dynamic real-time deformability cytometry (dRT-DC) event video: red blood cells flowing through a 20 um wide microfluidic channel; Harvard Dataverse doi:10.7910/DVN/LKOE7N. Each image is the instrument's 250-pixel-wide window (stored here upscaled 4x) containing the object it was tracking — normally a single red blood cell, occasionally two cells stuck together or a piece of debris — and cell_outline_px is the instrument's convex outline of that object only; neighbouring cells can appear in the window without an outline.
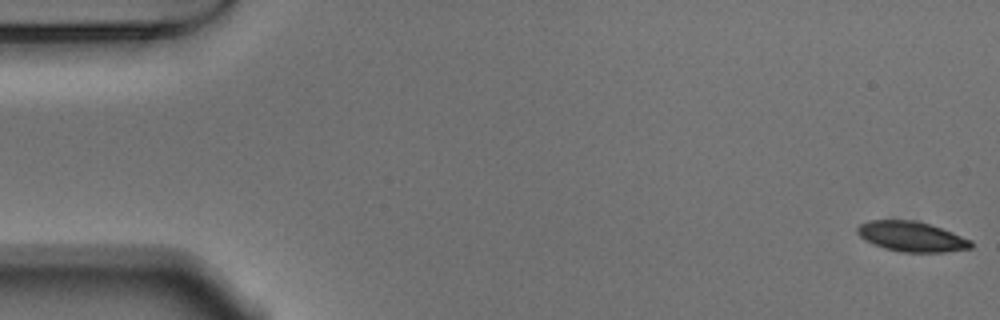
{"species": "Egyptian fruit bat (a non-hibernating species)", "species_latin": "Rousettus aegyptiacus", "temperature_condition": "warm", "stored_images_in_passage": 14, "camera_frame_rate_fps": 3000, "um_per_image_px": 0.085, "animal": {"sex": "male"}, "frame": {"image": 1, "passage_image": 1, "time_ms": 0.0, "image_size_px": [1000, 320], "cell_outline_px": [[972, 248], [944, 252], [900, 252], [884, 248], [872, 244], [864, 240], [856, 232], [856, 228], [860, 224], [868, 220], [912, 220], [928, 224], [952, 232], [972, 240]], "centroid_in_image_um": [77.45, 20.11], "position_along_channel_um": 7.5, "area_um2": 19.94}}
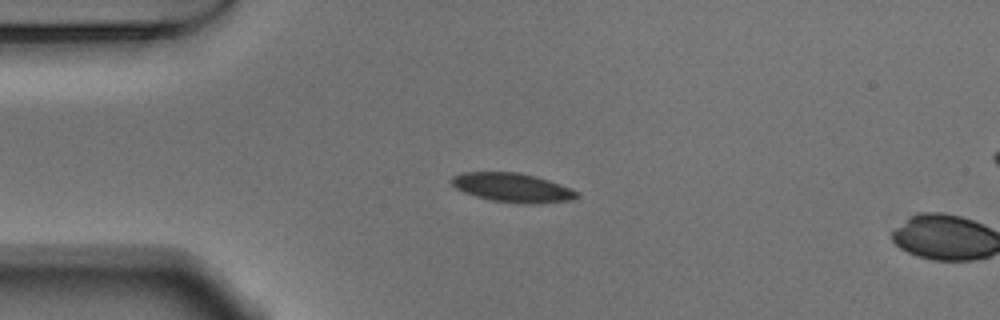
{"frame": {"image": 2, "passage_image": 13, "time_ms": 4.0, "image_size_px": [1000, 320], "cell_outline_px": [[580, 196], [572, 200], [536, 204], [524, 204], [492, 200], [476, 196], [464, 192], [456, 188], [448, 180], [452, 176], [460, 172], [520, 172], [536, 176], [560, 184], [580, 192]], "centroid_in_image_um": [43.56, 15.94], "position_along_channel_um": 41.4, "area_um2": 21.44}}